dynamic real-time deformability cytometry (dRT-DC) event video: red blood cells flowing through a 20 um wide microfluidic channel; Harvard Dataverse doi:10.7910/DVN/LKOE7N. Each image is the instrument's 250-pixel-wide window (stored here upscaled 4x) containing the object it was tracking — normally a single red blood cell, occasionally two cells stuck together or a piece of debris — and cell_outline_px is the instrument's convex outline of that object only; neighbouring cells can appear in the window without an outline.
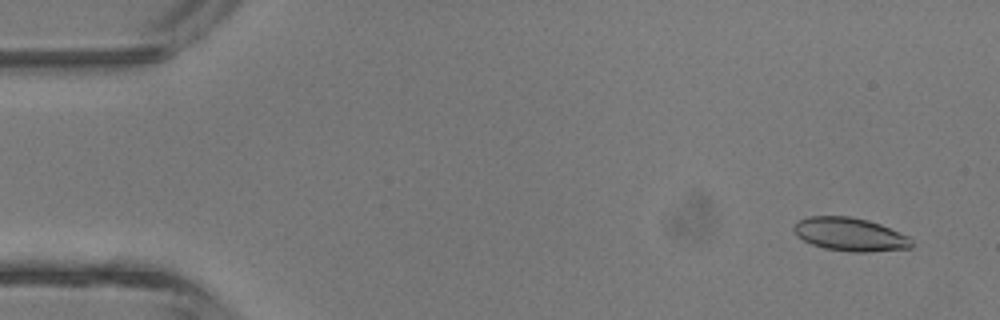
{"species": "common noctule bat (a hibernating species)", "species_latin": "Nyctalus noctula", "temperature_condition": "room temperature", "stored_images_in_passage": 5, "camera_frame_rate_fps": 3000, "um_per_image_px": 0.085, "animal": {"sex": "male", "body_mass_g": 13.3}, "frame": {"image": 1, "passage_image": 1, "time_ms": 0.0, "image_size_px": [1000, 320], "cell_outline_px": [[912, 248], [868, 252], [848, 252], [824, 248], [812, 244], [796, 236], [792, 228], [800, 220], [808, 216], [848, 216], [868, 220], [880, 224], [908, 236], [912, 240]], "centroid_in_image_um": [72.25, 19.93], "position_along_channel_um": 12.8, "area_um2": 22.89}}
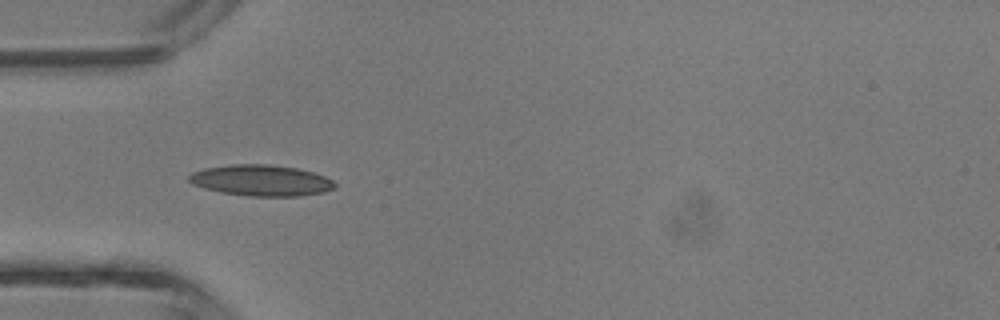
{"frame": {"image": 2, "passage_image": 4, "time_ms": 3.667, "image_size_px": [1000, 320], "cell_outline_px": [[336, 188], [324, 192], [300, 196], [248, 196], [220, 192], [204, 188], [192, 184], [188, 180], [188, 176], [192, 172], [204, 168], [228, 164], [268, 164], [296, 168], [312, 172], [324, 176], [332, 180], [336, 184]], "centroid_in_image_um": [22.18, 15.33], "position_along_channel_um": 62.8, "area_um2": 26.53}}
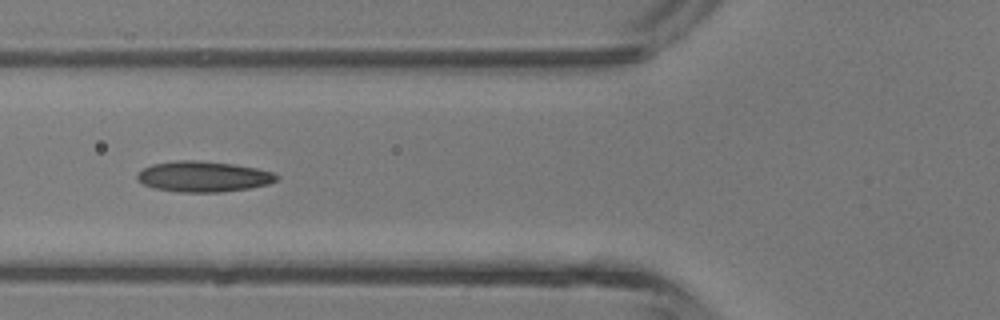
{"frame": {"image": 3, "passage_image": 5, "time_ms": 4.667, "image_size_px": [1000, 320], "cell_outline_px": [[280, 176], [276, 180], [268, 184], [248, 188], [220, 192], [176, 192], [156, 188], [144, 184], [136, 180], [136, 172], [152, 164], [176, 160], [196, 160], [232, 164], [256, 168], [272, 172]], "centroid_in_image_um": [17.24, 15.0], "position_along_channel_um": 108.6, "area_um2": 24.85}}